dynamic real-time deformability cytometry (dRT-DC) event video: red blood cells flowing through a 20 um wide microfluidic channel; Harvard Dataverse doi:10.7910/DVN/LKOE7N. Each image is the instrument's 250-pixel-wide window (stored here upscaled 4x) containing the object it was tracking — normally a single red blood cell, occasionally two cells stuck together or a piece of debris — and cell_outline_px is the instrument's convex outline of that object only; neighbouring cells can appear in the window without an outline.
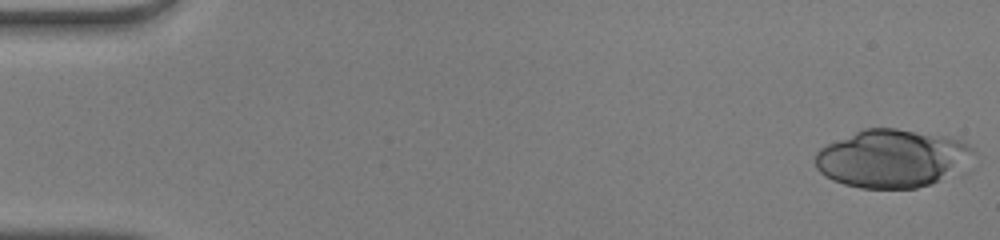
{"species": "human", "species_latin": "Homo sapiens", "temperature_condition": "warm", "stored_images_in_passage": 49, "camera_frame_rate_fps": 3000, "um_per_image_px": 0.085, "donor": {"sex": "male"}, "frame": {"image": 1, "passage_image": 1, "time_ms": 0.0, "image_size_px": [1000, 240], "cell_outline_px": [[976, 152], [932, 184], [916, 188], [860, 188], [844, 184], [832, 180], [824, 176], [816, 168], [816, 152], [820, 148], [828, 144], [864, 128], [896, 128], [948, 136], [960, 140], [976, 148]], "centroid_in_image_um": [75.74, 13.45], "position_along_channel_um": 9.3, "area_um2": 52.54}}
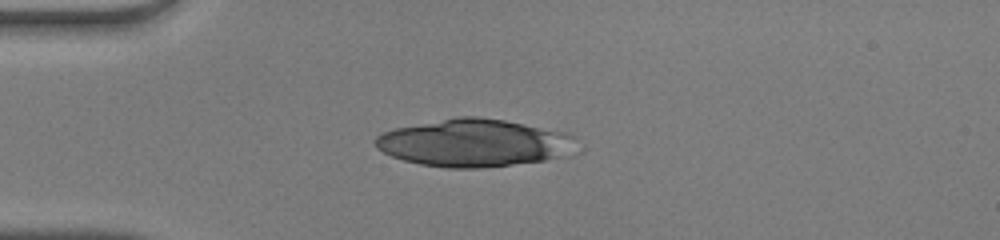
{"frame": {"image": 2, "passage_image": 13, "time_ms": 4.0, "image_size_px": [1000, 240], "cell_outline_px": [[584, 152], [568, 156], [544, 160], [480, 168], [448, 168], [420, 164], [404, 160], [392, 156], [376, 148], [376, 136], [384, 132], [396, 128], [456, 116], [476, 116], [504, 120], [564, 132], [576, 136], [584, 148]], "centroid_in_image_um": [40.46, 12.15], "position_along_channel_um": 44.5, "area_um2": 56.47}}